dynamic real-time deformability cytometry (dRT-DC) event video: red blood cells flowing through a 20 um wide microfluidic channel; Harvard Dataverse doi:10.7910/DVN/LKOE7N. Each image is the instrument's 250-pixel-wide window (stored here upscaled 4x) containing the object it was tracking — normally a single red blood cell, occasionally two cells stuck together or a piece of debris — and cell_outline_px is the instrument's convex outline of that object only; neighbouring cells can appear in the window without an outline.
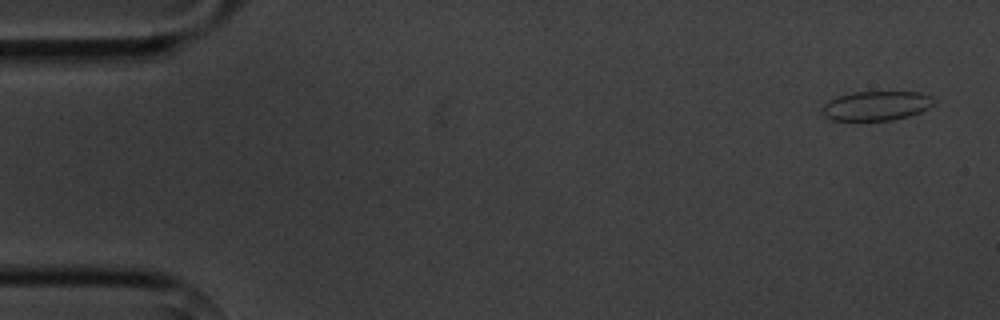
{"species": "common noctule bat (a hibernating species)", "species_latin": "Nyctalus noctula", "temperature_condition": "cold", "stored_images_in_passage": 4, "camera_frame_rate_fps": 3000, "um_per_image_px": 0.085, "animal": {"sex": "male", "body_mass_g": 20.1, "forearm_length_mm": 53.5}, "frame": {"image": 1, "passage_image": 1, "time_ms": 0.0, "image_size_px": [1000, 320], "cell_outline_px": [[932, 104], [928, 108], [920, 112], [908, 116], [892, 120], [832, 120], [824, 116], [820, 112], [824, 104], [828, 100], [836, 96], [852, 92], [920, 92], [932, 96]], "centroid_in_image_um": [74.43, 8.98], "position_along_channel_um": 10.6, "area_um2": 19.13}}
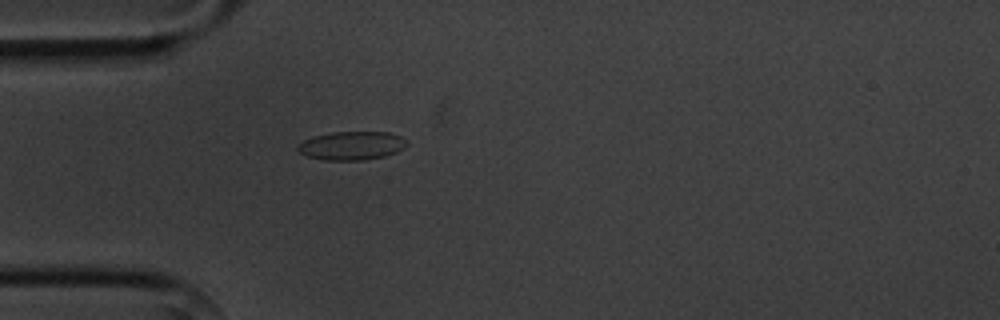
{"frame": {"image": 2, "passage_image": 4, "time_ms": 4.333, "image_size_px": [1000, 320], "cell_outline_px": [[408, 144], [404, 148], [396, 152], [384, 156], [364, 160], [324, 160], [308, 156], [300, 152], [296, 148], [304, 140], [312, 136], [332, 132], [388, 132], [400, 136], [408, 140]], "centroid_in_image_um": [29.92, 12.37], "position_along_channel_um": 55.1, "area_um2": 18.15}}